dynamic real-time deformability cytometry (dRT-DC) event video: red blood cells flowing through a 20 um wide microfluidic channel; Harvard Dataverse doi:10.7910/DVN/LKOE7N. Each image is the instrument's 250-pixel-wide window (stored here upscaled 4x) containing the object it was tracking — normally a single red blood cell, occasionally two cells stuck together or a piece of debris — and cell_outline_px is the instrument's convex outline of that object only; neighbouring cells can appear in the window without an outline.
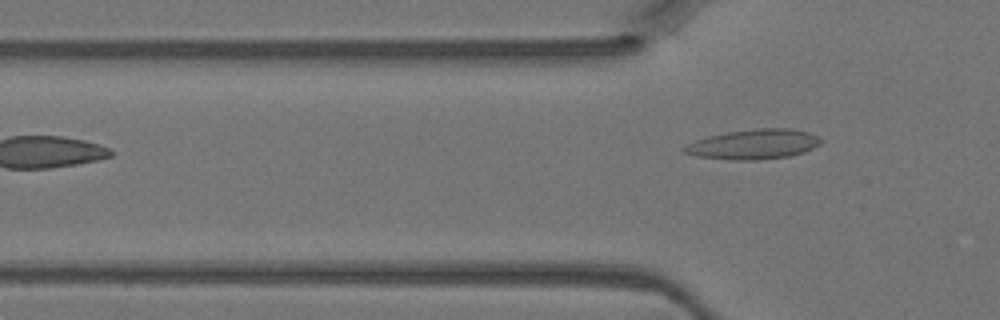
{"species": "Egyptian fruit bat (a non-hibernating species)", "species_latin": "Rousettus aegyptiacus", "temperature_condition": "warm", "stored_images_in_passage": 4, "segment_of_instrument_passage": [2, 2], "camera_frame_rate_fps": 3000, "um_per_image_px": 0.085, "animal": {"sex": "female"}, "frame": {"image": 1, "passage_image": 4, "time_ms": 1.0, "image_size_px": [1000, 320], "cell_outline_px": [[824, 140], [820, 144], [804, 152], [788, 156], [756, 160], [736, 160], [696, 156], [684, 152], [680, 148], [696, 140], [708, 136], [728, 132], [756, 128], [792, 128], [808, 132]], "centroid_in_image_um": [64.07, 12.25], "position_along_channel_um": 61.7, "area_um2": 23.7}}